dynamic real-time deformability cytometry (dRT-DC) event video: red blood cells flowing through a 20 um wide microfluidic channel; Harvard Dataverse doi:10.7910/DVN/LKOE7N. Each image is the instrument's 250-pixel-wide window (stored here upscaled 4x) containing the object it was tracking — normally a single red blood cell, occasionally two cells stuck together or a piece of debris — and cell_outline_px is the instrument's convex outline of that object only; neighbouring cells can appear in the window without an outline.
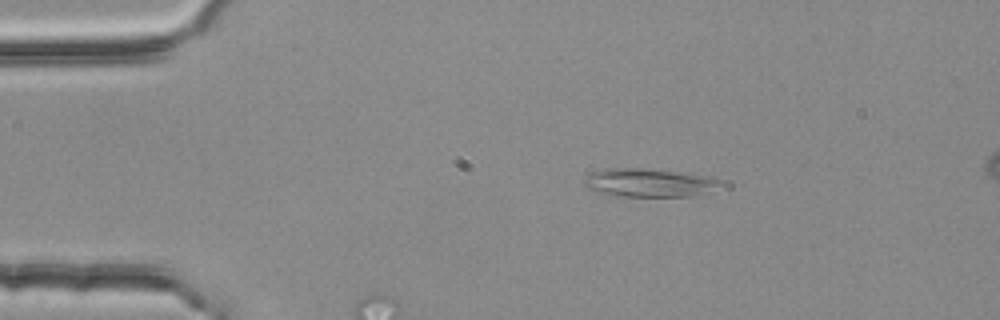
{"species": "common noctule bat (a hibernating species)", "species_latin": "Nyctalus noctula", "temperature_condition": "room temperature", "stored_images_in_passage": 3, "camera_frame_rate_fps": 3000, "um_per_image_px": 0.085, "animal": {"sex": "female", "body_mass_g": 25.1}, "frame": {"image": 1, "passage_image": 2, "time_ms": 0.333, "image_size_px": [1000, 320], "cell_outline_px": [[720, 184], [692, 196], [624, 196], [604, 192], [588, 188], [584, 184], [584, 180], [592, 172], [604, 168], [640, 168], [676, 172], [708, 176], [720, 180]], "centroid_in_image_um": [55.11, 15.51], "position_along_channel_um": 29.9, "area_um2": 21.62}}